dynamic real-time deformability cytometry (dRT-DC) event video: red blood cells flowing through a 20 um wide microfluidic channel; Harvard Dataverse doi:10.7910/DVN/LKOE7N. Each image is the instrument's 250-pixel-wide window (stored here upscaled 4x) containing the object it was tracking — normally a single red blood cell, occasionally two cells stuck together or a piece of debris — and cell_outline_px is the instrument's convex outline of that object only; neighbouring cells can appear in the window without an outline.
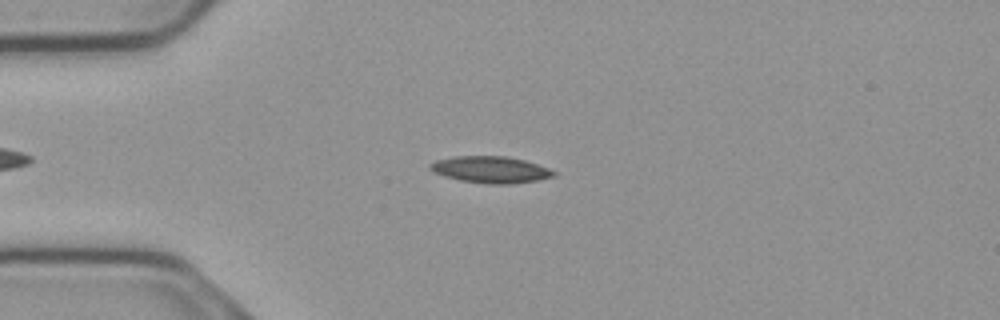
{"species": "common noctule bat (a hibernating species)", "species_latin": "Nyctalus noctula", "temperature_condition": "cold", "stored_images_in_passage": 43, "camera_frame_rate_fps": 3000, "um_per_image_px": 0.085, "animal": {"sex": "male", "body_mass_g": 23.1, "forearm_length_mm": 52.7}, "frame": {"image": 1, "passage_image": 12, "time_ms": 3.667, "image_size_px": [1000, 320], "cell_outline_px": [[556, 176], [536, 180], [508, 184], [492, 184], [460, 180], [444, 176], [432, 172], [428, 168], [428, 164], [436, 160], [456, 156], [504, 156], [524, 160], [548, 168], [556, 172]], "centroid_in_image_um": [41.66, 14.41], "position_along_channel_um": 43.3, "area_um2": 19.07}}
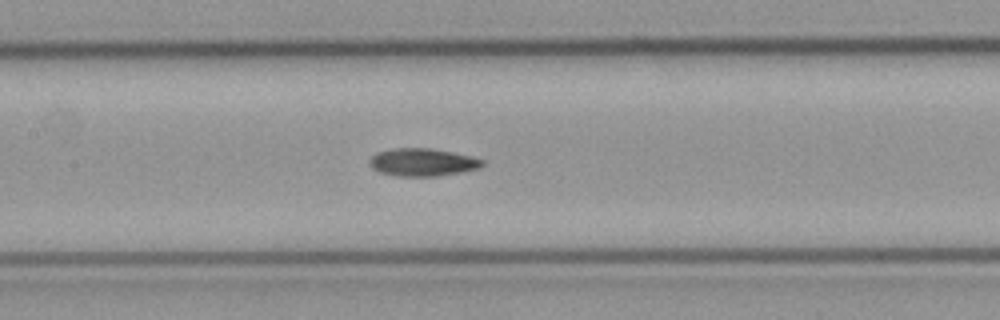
{"frame": {"image": 2, "passage_image": 24, "time_ms": 7.667, "image_size_px": [1000, 320], "cell_outline_px": [[484, 164], [480, 168], [440, 176], [396, 176], [380, 172], [372, 168], [368, 164], [368, 160], [376, 152], [392, 148], [428, 148], [452, 152], [472, 156], [484, 160]], "centroid_in_image_um": [35.89, 13.79], "position_along_channel_um": 171.5, "area_um2": 18.38}}
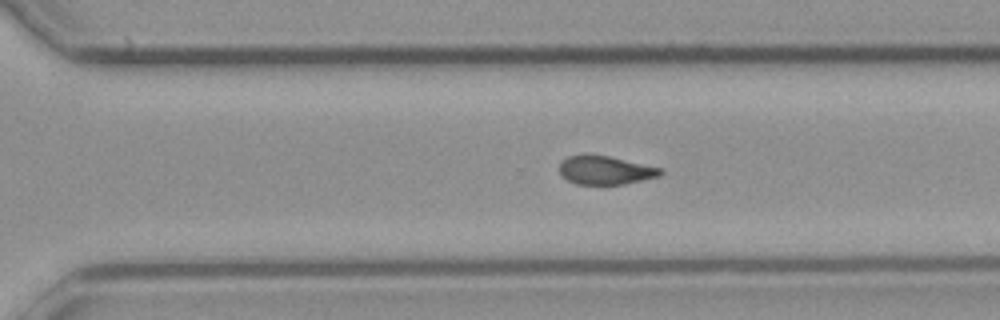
{"frame": {"image": 3, "passage_image": 36, "time_ms": 11.667, "image_size_px": [1000, 320], "cell_outline_px": [[664, 172], [660, 176], [624, 184], [576, 184], [568, 180], [560, 172], [560, 160], [568, 156], [584, 152], [608, 156], [660, 168]], "centroid_in_image_um": [51.4, 14.44], "position_along_channel_um": 319.2, "area_um2": 16.94}}